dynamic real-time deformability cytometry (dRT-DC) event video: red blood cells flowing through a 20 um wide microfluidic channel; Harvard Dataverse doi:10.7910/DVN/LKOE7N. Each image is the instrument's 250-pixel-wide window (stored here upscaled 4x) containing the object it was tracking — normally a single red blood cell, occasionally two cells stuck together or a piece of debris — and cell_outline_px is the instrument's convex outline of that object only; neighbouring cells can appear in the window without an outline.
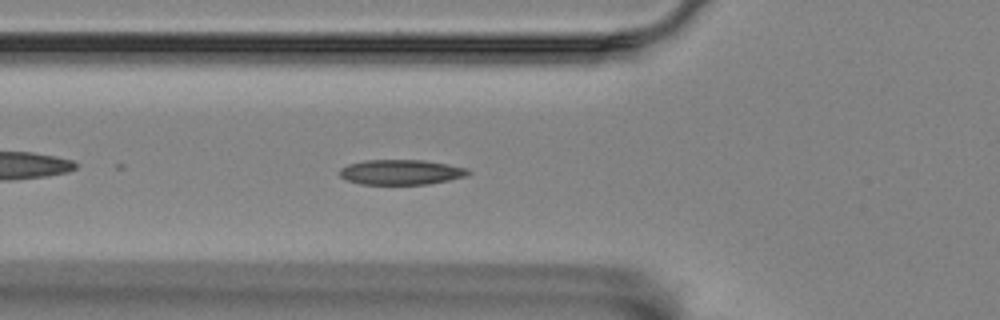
{"species": "Egyptian fruit bat (a non-hibernating species)", "species_latin": "Rousettus aegyptiacus", "temperature_condition": "room temperature", "stored_images_in_passage": 47, "camera_frame_rate_fps": 3000, "um_per_image_px": 0.085, "animal": {"sex": "female"}, "frame": {"image": 1, "passage_image": 10, "time_ms": 3.0, "image_size_px": [1000, 320], "cell_outline_px": [[472, 172], [464, 176], [448, 180], [428, 184], [360, 184], [344, 180], [340, 176], [340, 168], [348, 164], [364, 160], [424, 160], [448, 164], [468, 168]], "centroid_in_image_um": [34.06, 14.63], "position_along_channel_um": 91.7, "area_um2": 18.84}}
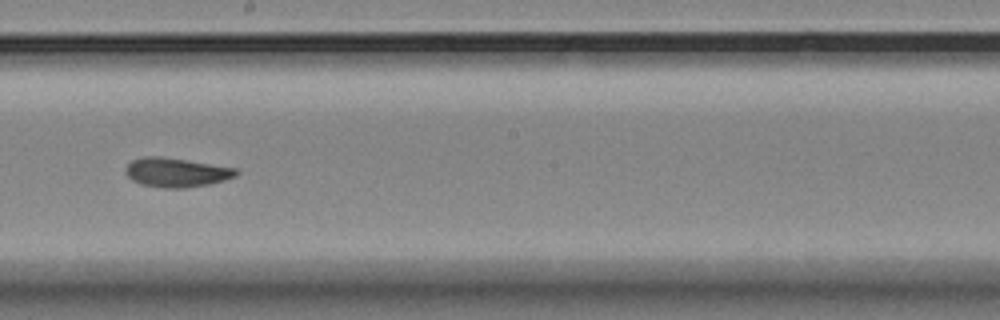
{"frame": {"image": 2, "passage_image": 22, "time_ms": 7.0, "image_size_px": [1000, 320], "cell_outline_px": [[240, 172], [236, 176], [224, 180], [208, 184], [184, 188], [164, 188], [140, 184], [132, 180], [128, 176], [124, 168], [132, 160], [144, 156], [160, 156], [236, 168]], "centroid_in_image_um": [14.97, 14.65], "position_along_channel_um": 233.2, "area_um2": 18.73}}
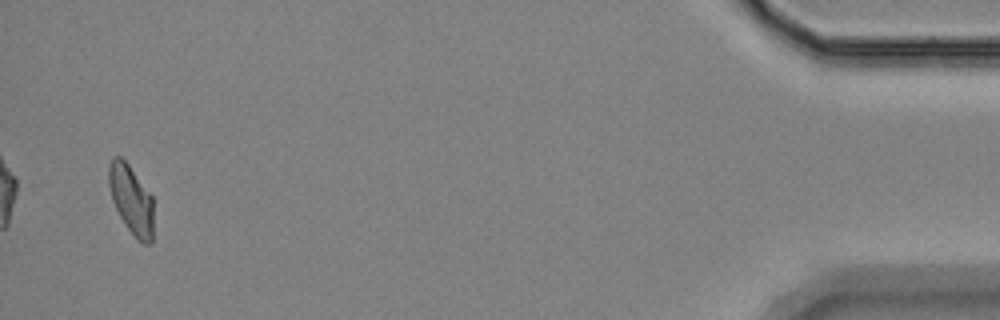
{"frame": {"image": 3, "passage_image": 45, "time_ms": 14.667, "image_size_px": [1000, 320], "cell_outline_px": [[152, 244], [144, 244], [136, 240], [120, 216], [112, 200], [108, 184], [108, 168], [112, 160], [116, 156], [120, 156], [128, 164], [152, 196]], "centroid_in_image_um": [11.15, 16.99], "position_along_channel_um": 424.1, "area_um2": 17.74}, "authors_computed_cell_mechanics": {"area_um2": 18.4382, "velocity_mm_per_s": 3.5198, "shape_relaxation_time_tau1_ms": 5.7172, "shape_relaxation_time_tau2_ms": 2.8933, "deformation_change_tau1": 0.1434, "deformation_change_tau2": 0.0799}}